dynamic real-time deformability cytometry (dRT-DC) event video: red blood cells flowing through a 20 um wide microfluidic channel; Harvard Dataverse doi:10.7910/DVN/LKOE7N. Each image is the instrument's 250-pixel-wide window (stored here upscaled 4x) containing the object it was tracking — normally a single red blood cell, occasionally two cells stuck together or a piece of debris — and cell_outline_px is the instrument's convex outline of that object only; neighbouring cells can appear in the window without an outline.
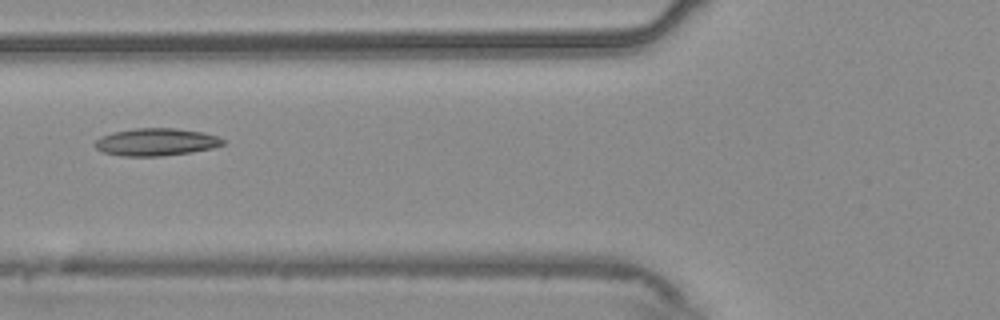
{"species": "common noctule bat (a hibernating species)", "species_latin": "Nyctalus noctula", "temperature_condition": "warm", "stored_images_in_passage": 54, "camera_frame_rate_fps": 3000, "um_per_image_px": 0.085, "animal": {"sex": "male", "body_mass_g": 20.4}, "frame": {"image": 1, "passage_image": 21, "time_ms": 6.667, "image_size_px": [1000, 320], "cell_outline_px": [[224, 144], [212, 148], [192, 152], [160, 156], [120, 156], [104, 152], [96, 148], [92, 144], [100, 136], [112, 132], [136, 128], [176, 128], [204, 132], [216, 136], [224, 140]], "centroid_in_image_um": [13.24, 12.07], "position_along_channel_um": 112.6, "area_um2": 20.58}}
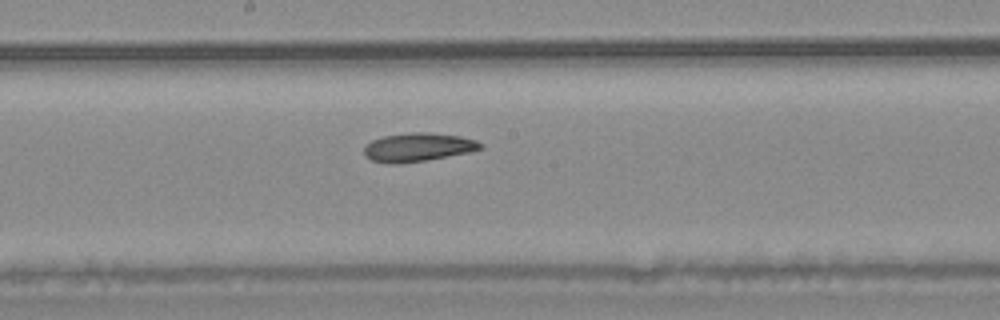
{"frame": {"image": 2, "passage_image": 29, "time_ms": 9.333, "image_size_px": [1000, 320], "cell_outline_px": [[484, 148], [472, 152], [428, 160], [400, 164], [392, 164], [372, 160], [364, 156], [364, 148], [372, 140], [384, 136], [408, 132], [428, 132], [460, 136], [476, 140], [484, 144]], "centroid_in_image_um": [35.58, 12.52], "position_along_channel_um": 212.6, "area_um2": 19.65}}
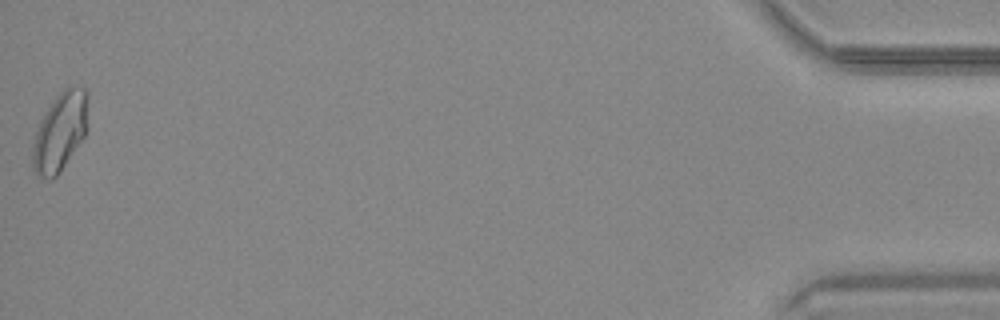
{"frame": {"image": 3, "passage_image": 54, "time_ms": 17.667, "image_size_px": [1000, 320], "cell_outline_px": [[88, 96], [84, 136], [60, 172], [52, 180], [48, 180], [36, 176], [32, 168], [32, 144], [40, 120], [52, 100], [64, 88], [84, 88], [88, 92]], "centroid_in_image_um": [5.05, 11.25], "position_along_channel_um": 430.1, "area_um2": 25.2}, "authors_computed_cell_mechanics": {"area_um2": 20.7791, "velocity_mm_per_s": 3.7573, "shape_relaxation_time_tau1_ms": null, "shape_relaxation_time_tau2_ms": 7.0413, "deformation_change_tau1": null, "deformation_change_tau2": 0.1442}}